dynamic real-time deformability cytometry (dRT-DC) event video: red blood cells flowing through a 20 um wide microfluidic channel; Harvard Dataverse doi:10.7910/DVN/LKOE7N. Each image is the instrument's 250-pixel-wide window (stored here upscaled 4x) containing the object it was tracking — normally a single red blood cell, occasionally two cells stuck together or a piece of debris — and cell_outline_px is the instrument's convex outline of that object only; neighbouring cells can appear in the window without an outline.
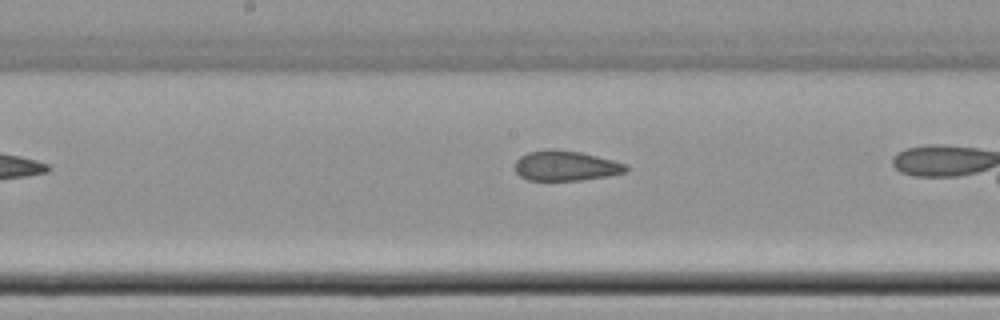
{"species": "common noctule bat (a hibernating species)", "species_latin": "Nyctalus noctula", "temperature_condition": "cold", "stored_images_in_passage": 37, "camera_frame_rate_fps": 3000, "um_per_image_px": 0.085, "animal": {"sex": "female", "body_mass_g": 22.7, "forearm_length_mm": 54.2}, "frame": {"image": 1, "passage_image": 32, "time_ms": 10.333, "image_size_px": [1000, 320], "cell_outline_px": [[628, 172], [608, 176], [580, 180], [528, 180], [520, 176], [516, 172], [516, 160], [520, 156], [528, 152], [552, 148], [580, 152], [628, 164]], "centroid_in_image_um": [48.1, 14.09], "position_along_channel_um": 200.1, "area_um2": 19.48}}